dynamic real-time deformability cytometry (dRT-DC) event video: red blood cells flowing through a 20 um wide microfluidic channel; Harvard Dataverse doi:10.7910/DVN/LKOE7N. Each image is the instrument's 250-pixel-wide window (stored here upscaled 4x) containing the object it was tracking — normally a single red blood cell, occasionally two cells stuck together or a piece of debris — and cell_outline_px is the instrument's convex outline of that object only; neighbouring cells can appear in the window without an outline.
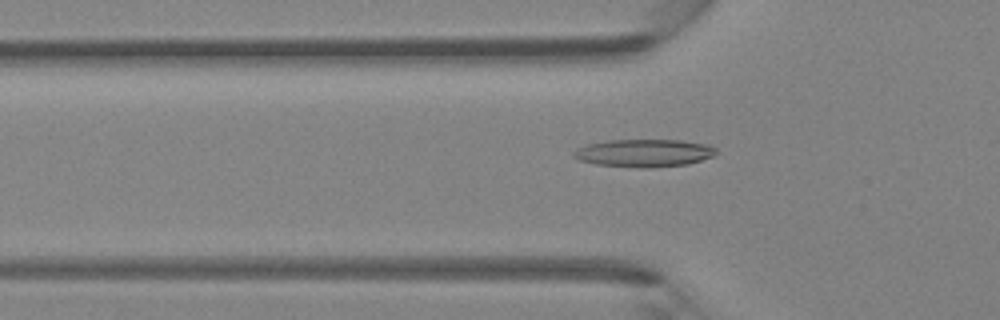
{"species": "Egyptian fruit bat (a non-hibernating species)", "species_latin": "Rousettus aegyptiacus", "temperature_condition": "room temperature", "stored_images_in_passage": 46, "camera_frame_rate_fps": 3000, "um_per_image_px": 0.085, "animal": {"sex": "female"}, "frame": {"image": 1, "passage_image": 15, "time_ms": 4.667, "image_size_px": [1000, 320], "cell_outline_px": [[716, 152], [712, 156], [688, 164], [652, 168], [640, 168], [596, 164], [580, 160], [572, 156], [572, 152], [576, 148], [588, 144], [608, 140], [680, 140], [708, 144], [716, 148]], "centroid_in_image_um": [54.72, 13.01], "position_along_channel_um": 71.1, "area_um2": 23.06}}
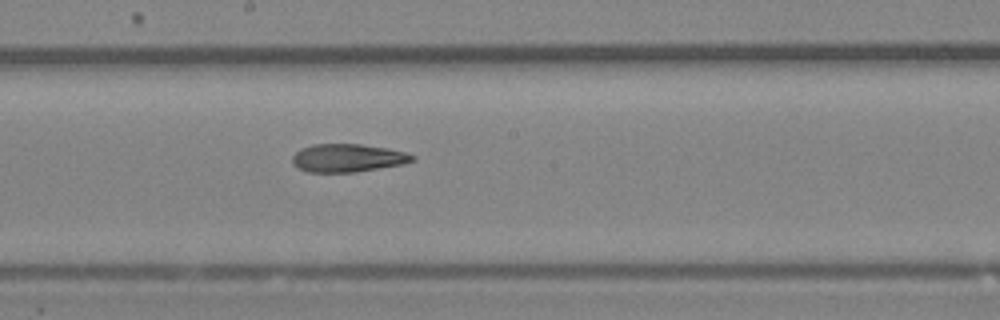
{"frame": {"image": 2, "passage_image": 25, "time_ms": 8.0, "image_size_px": [1000, 320], "cell_outline_px": [[416, 160], [404, 164], [356, 172], [308, 172], [296, 168], [292, 164], [292, 156], [300, 148], [312, 144], [360, 144], [388, 148], [404, 152], [416, 156]], "centroid_in_image_um": [29.54, 13.43], "position_along_channel_um": 218.7, "area_um2": 19.88}}
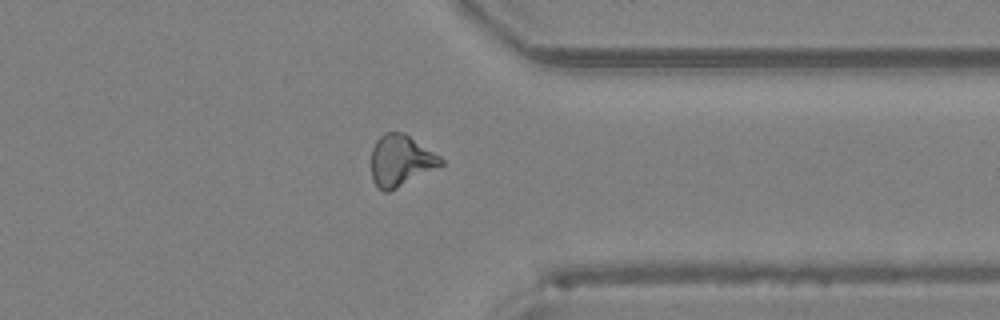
{"frame": {"image": 3, "passage_image": 36, "time_ms": 11.667, "image_size_px": [1000, 320], "cell_outline_px": [[444, 164], [388, 192], [384, 192], [372, 180], [372, 148], [376, 140], [384, 132], [404, 132], [440, 156], [444, 160]], "centroid_in_image_um": [34.06, 13.63], "position_along_channel_um": 377.3, "area_um2": 20.58}}